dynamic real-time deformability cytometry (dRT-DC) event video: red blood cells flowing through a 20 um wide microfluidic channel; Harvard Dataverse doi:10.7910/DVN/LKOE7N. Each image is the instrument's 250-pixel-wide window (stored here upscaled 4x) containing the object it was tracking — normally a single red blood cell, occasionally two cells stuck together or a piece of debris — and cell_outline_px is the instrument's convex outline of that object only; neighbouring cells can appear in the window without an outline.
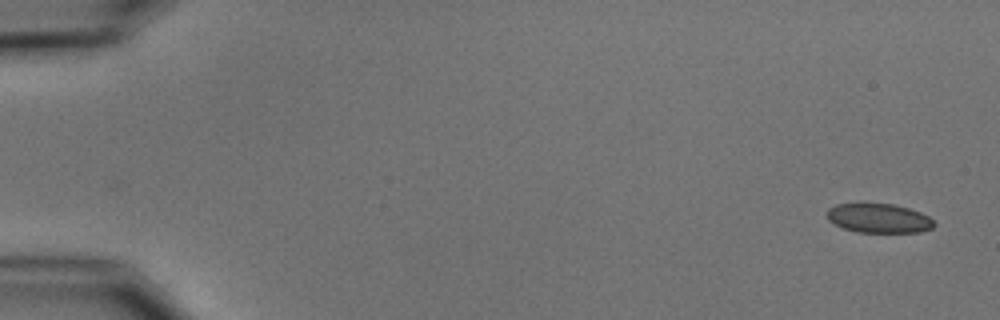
{"species": "common noctule bat (a hibernating species)", "species_latin": "Nyctalus noctula", "temperature_condition": "cold", "stored_images_in_passage": 6, "camera_frame_rate_fps": 3000, "um_per_image_px": 0.085, "animal": {"sex": "male", "body_mass_g": 15.6}, "frame": {"image": 1, "passage_image": 1, "time_ms": 0.0, "image_size_px": [1000, 320], "cell_outline_px": [[936, 224], [932, 228], [920, 232], [856, 232], [844, 228], [828, 220], [828, 208], [836, 204], [860, 200], [864, 200], [892, 204], [908, 208], [920, 212], [928, 216]], "centroid_in_image_um": [74.65, 18.49], "position_along_channel_um": 10.3, "area_um2": 18.9}}
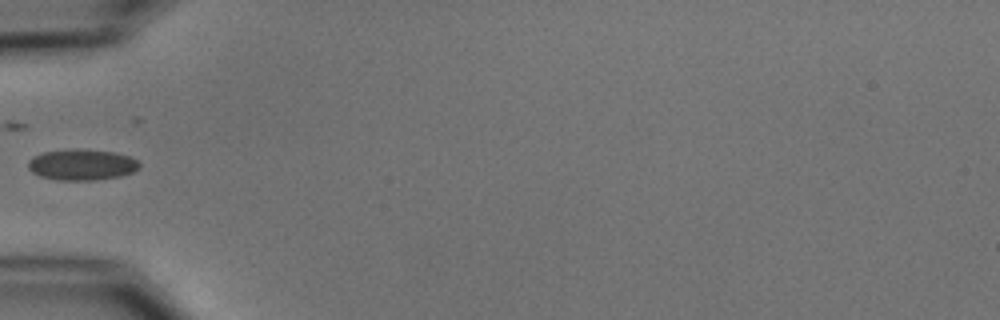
{"frame": {"image": 2, "passage_image": 5, "time_ms": 5.667, "image_size_px": [1000, 320], "cell_outline_px": [[140, 168], [132, 172], [120, 176], [92, 180], [56, 180], [40, 176], [32, 172], [28, 168], [28, 160], [44, 152], [76, 148], [116, 152], [128, 156], [136, 160], [140, 164]], "centroid_in_image_um": [6.96, 13.99], "position_along_channel_um": 78.0, "area_um2": 20.06}}